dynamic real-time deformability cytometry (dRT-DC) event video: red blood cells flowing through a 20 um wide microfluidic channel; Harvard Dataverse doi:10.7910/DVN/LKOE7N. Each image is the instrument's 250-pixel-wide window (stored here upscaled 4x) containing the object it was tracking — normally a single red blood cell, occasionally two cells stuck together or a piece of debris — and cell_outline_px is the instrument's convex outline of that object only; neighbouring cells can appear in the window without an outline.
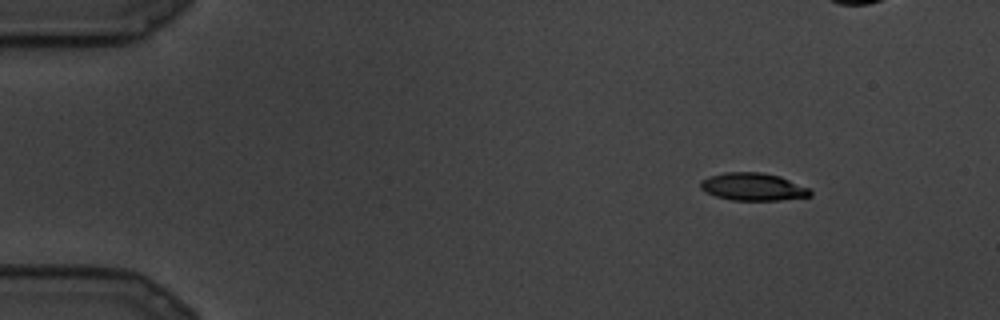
{"species": "common noctule bat (a hibernating species)", "species_latin": "Nyctalus noctula", "temperature_condition": "cold", "stored_images_in_passage": 7, "camera_frame_rate_fps": 3000, "um_per_image_px": 0.085, "animal": {"sex": "male", "body_mass_g": 19.5, "forearm_length_mm": 54.6}, "frame": {"image": 1, "passage_image": 1, "time_ms": 0.0, "image_size_px": [1000, 320], "cell_outline_px": [[812, 196], [780, 200], [732, 200], [716, 196], [704, 192], [700, 188], [700, 180], [708, 176], [724, 172], [760, 172], [780, 176], [808, 188], [812, 192]], "centroid_in_image_um": [63.97, 15.87], "position_along_channel_um": 21.0, "area_um2": 17.74}}